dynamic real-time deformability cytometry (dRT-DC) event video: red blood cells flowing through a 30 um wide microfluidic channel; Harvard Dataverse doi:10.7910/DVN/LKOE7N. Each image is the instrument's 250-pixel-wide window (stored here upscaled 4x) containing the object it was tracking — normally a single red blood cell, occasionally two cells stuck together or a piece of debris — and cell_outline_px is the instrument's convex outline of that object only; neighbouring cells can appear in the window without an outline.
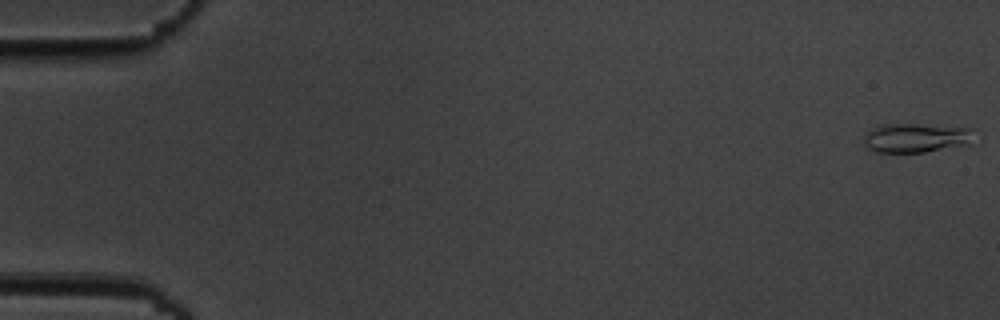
{"species": "common noctule bat (a hibernating species)", "species_latin": "Nyctalus noctula", "temperature_condition": "cold", "stored_images_in_passage": 8, "camera_frame_rate_fps": 3000, "um_per_image_px": 0.085, "animal": {"sex": "male", "body_mass_g": 19.5, "forearm_length_mm": 54.6}, "frame": {"image": 1, "passage_image": 1, "time_ms": 0.0, "image_size_px": [1000, 320], "cell_outline_px": [[976, 128], [968, 144], [924, 152], [876, 152], [868, 148], [864, 144], [864, 136], [872, 128], [884, 124], [920, 124]], "centroid_in_image_um": [77.86, 11.7], "position_along_channel_um": 7.1, "area_um2": 18.73}}
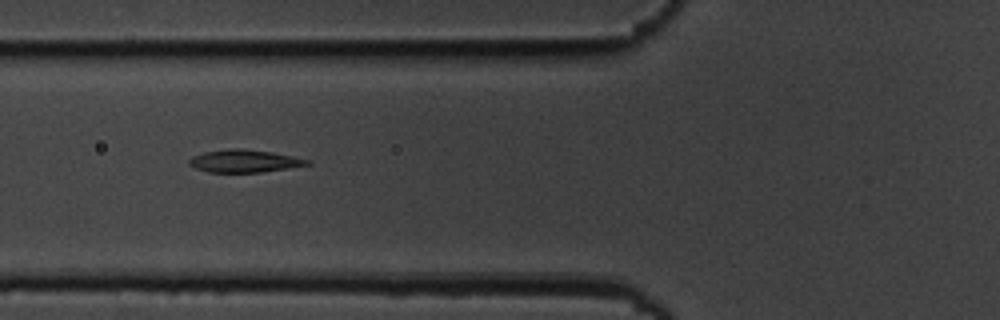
{"frame": {"image": 2, "passage_image": 7, "time_ms": 7.0, "image_size_px": [1000, 320], "cell_outline_px": [[312, 164], [260, 172], [208, 172], [196, 168], [188, 164], [188, 160], [192, 156], [204, 152], [232, 148], [240, 148], [272, 152], [312, 160]], "centroid_in_image_um": [20.76, 13.68], "position_along_channel_um": 105.0, "area_um2": 15.49}}
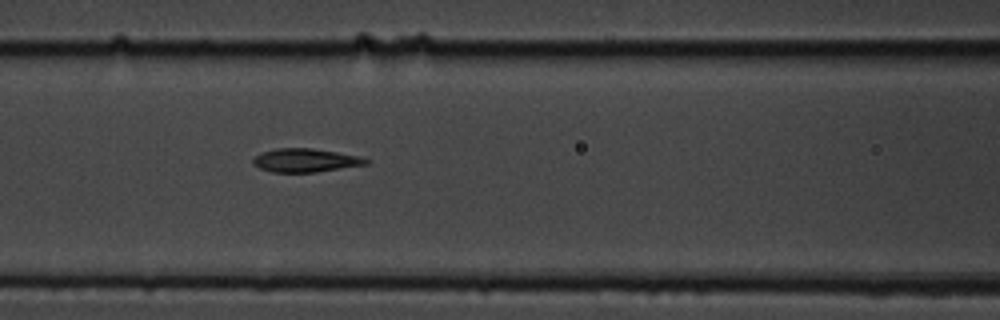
{"frame": {"image": 3, "passage_image": 8, "time_ms": 8.0, "image_size_px": [1000, 320], "cell_outline_px": [[368, 164], [316, 172], [272, 172], [260, 168], [252, 164], [252, 160], [256, 156], [264, 152], [276, 148], [312, 148], [360, 156], [368, 160]], "centroid_in_image_um": [25.95, 13.63], "position_along_channel_um": 140.6, "area_um2": 15.32}}